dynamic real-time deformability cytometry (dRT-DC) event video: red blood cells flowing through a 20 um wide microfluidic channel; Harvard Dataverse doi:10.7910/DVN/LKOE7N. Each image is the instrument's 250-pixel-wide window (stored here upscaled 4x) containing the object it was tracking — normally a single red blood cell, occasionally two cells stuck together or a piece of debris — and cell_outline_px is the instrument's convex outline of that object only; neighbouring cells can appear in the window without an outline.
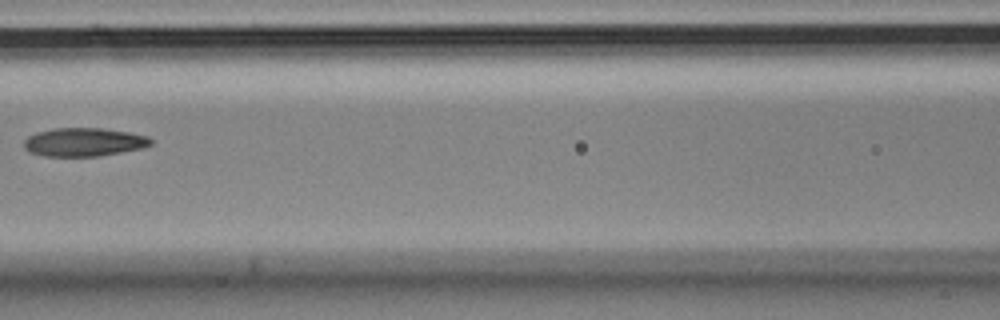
{"species": "Egyptian fruit bat (a non-hibernating species)", "species_latin": "Rousettus aegyptiacus", "temperature_condition": "cold", "stored_images_in_passage": 7, "camera_frame_rate_fps": 3000, "um_per_image_px": 0.085, "animal": {"sex": "male"}, "frame": {"image": 1, "passage_image": 7, "time_ms": 2.0, "image_size_px": [1000, 320], "cell_outline_px": [[152, 144], [144, 148], [96, 156], [44, 156], [28, 152], [24, 148], [24, 140], [28, 136], [36, 132], [52, 128], [104, 128], [128, 132], [148, 136], [152, 140]], "centroid_in_image_um": [7.11, 12.07], "position_along_channel_um": 159.5, "area_um2": 21.15}}